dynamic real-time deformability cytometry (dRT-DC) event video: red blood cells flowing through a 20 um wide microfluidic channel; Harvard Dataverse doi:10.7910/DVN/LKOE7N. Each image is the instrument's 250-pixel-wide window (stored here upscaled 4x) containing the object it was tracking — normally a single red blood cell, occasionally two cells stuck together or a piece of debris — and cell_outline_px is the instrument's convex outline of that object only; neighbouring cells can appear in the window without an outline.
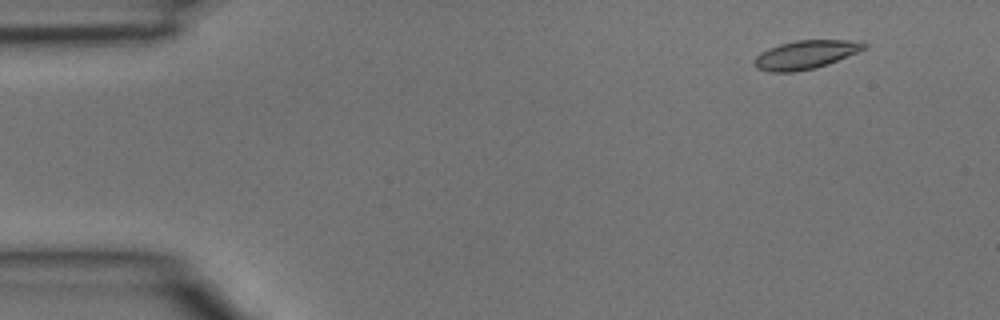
{"species": "common noctule bat (a hibernating species)", "species_latin": "Nyctalus noctula", "temperature_condition": "room temperature", "stored_images_in_passage": 4, "camera_frame_rate_fps": 3000, "um_per_image_px": 0.085, "animal": {"sex": "male", "body_mass_g": 15.6}, "frame": {"image": 1, "passage_image": 1, "time_ms": 0.0, "image_size_px": [1000, 320], "cell_outline_px": [[868, 48], [828, 64], [816, 68], [796, 72], [768, 72], [756, 68], [752, 64], [752, 60], [760, 52], [768, 48], [780, 44], [796, 40], [860, 40], [868, 44]], "centroid_in_image_um": [68.47, 4.65], "position_along_channel_um": 16.5, "area_um2": 18.67}}
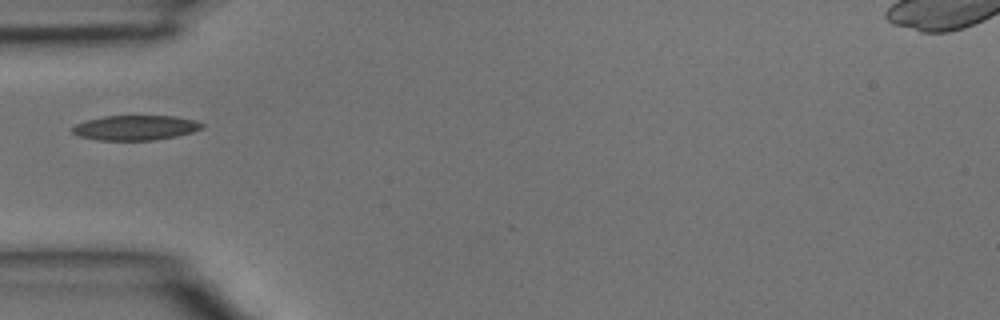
{"frame": {"image": 2, "passage_image": 4, "time_ms": 1.0, "image_size_px": [1000, 320], "cell_outline_px": [[204, 128], [192, 132], [176, 136], [152, 140], [100, 140], [80, 136], [72, 132], [72, 128], [76, 124], [88, 120], [104, 116], [176, 116], [196, 120], [204, 124]], "centroid_in_image_um": [11.56, 10.85], "position_along_channel_um": 73.4, "area_um2": 18.67}}